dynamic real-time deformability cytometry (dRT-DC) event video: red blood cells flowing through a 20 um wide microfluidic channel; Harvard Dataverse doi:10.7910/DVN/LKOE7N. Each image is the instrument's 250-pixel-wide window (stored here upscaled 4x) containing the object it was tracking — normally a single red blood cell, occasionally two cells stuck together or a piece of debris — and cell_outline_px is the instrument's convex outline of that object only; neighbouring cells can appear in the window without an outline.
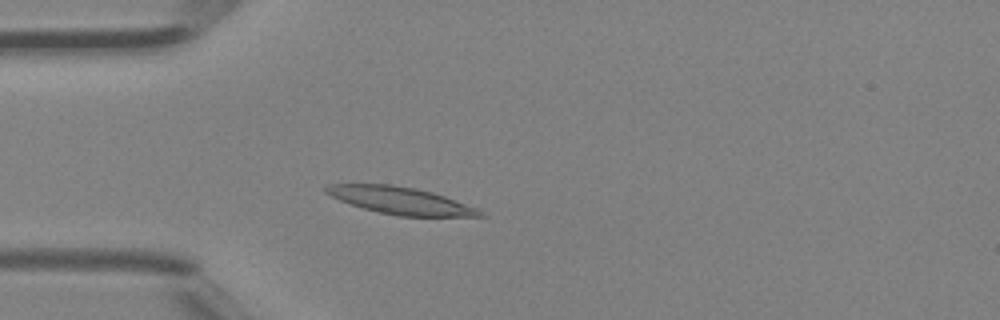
{"species": "Egyptian fruit bat (a non-hibernating species)", "species_latin": "Rousettus aegyptiacus", "temperature_condition": "room temperature", "stored_images_in_passage": 4, "camera_frame_rate_fps": 3000, "um_per_image_px": 0.085, "animal": {"sex": "female"}, "frame": {"image": 1, "passage_image": 4, "time_ms": 1.0, "image_size_px": [1000, 320], "cell_outline_px": [[488, 216], [396, 216], [364, 208], [340, 200], [324, 192], [324, 188], [328, 184], [392, 184], [416, 188], [432, 192], [444, 196], [476, 208], [484, 212]], "centroid_in_image_um": [34.04, 17.04], "position_along_channel_um": 51.0, "area_um2": 24.1}}